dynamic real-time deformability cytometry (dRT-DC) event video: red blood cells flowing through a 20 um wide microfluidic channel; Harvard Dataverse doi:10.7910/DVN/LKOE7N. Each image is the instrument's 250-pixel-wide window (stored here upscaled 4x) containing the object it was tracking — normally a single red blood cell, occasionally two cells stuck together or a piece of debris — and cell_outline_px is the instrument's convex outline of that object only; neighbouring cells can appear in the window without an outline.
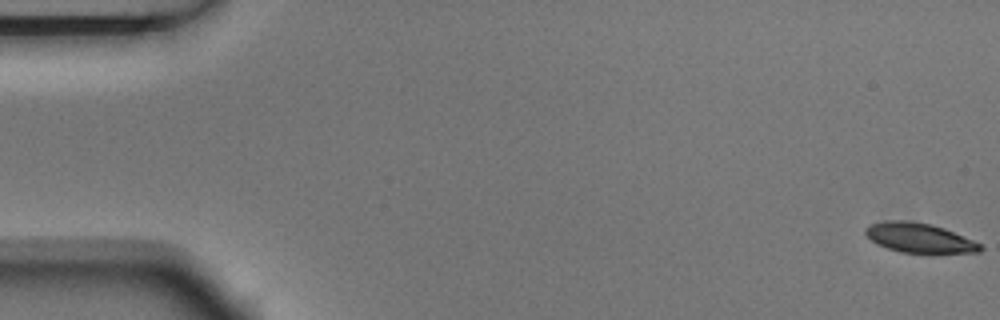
{"species": "Egyptian fruit bat (a non-hibernating species)", "species_latin": "Rousettus aegyptiacus", "temperature_condition": "room temperature", "stored_images_in_passage": 5, "camera_frame_rate_fps": 3000, "um_per_image_px": 0.085, "animal": {"sex": "male"}, "frame": {"image": 1, "passage_image": 1, "time_ms": 0.0, "image_size_px": [1000, 320], "cell_outline_px": [[984, 248], [980, 252], [900, 252], [876, 244], [864, 232], [864, 228], [868, 224], [884, 220], [908, 220], [932, 224], [944, 228], [972, 240], [980, 244]], "centroid_in_image_um": [78.08, 20.19], "position_along_channel_um": 6.9, "area_um2": 19.65}}
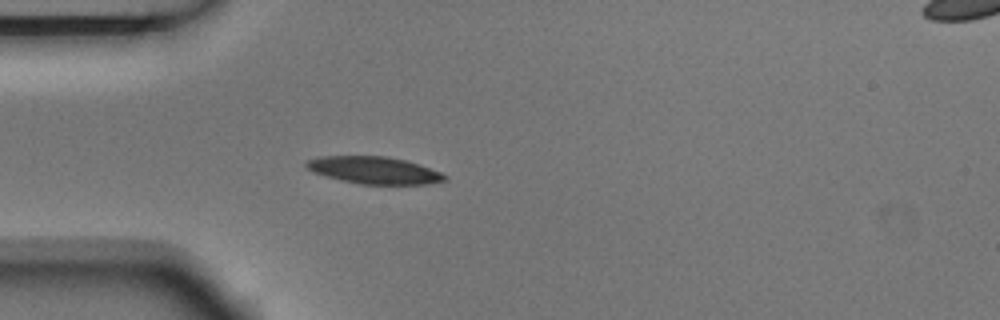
{"frame": {"image": 2, "passage_image": 5, "time_ms": 1.333, "image_size_px": [1000, 320], "cell_outline_px": [[448, 180], [428, 184], [360, 184], [340, 180], [324, 176], [308, 168], [304, 164], [308, 160], [320, 156], [384, 156], [404, 160], [420, 164], [440, 172], [448, 176]], "centroid_in_image_um": [31.83, 14.47], "position_along_channel_um": 53.2, "area_um2": 21.85}}